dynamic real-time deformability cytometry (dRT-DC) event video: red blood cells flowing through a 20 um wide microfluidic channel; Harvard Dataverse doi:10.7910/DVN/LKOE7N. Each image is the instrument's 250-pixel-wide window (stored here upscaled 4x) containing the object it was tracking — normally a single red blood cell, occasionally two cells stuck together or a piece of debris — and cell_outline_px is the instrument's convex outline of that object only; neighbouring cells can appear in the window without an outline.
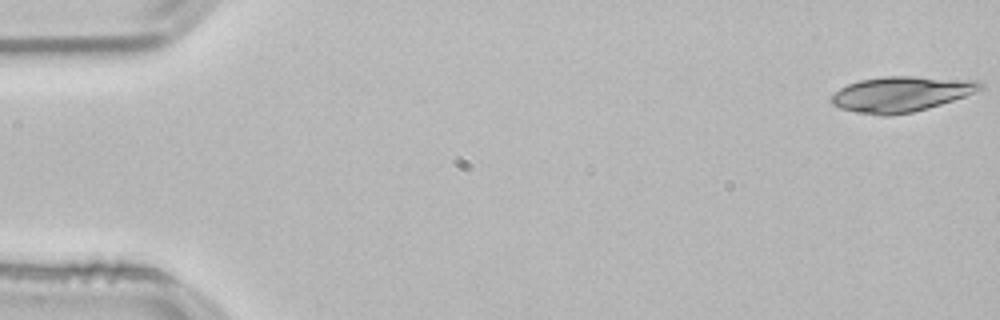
{"species": "common noctule bat (a hibernating species)", "species_latin": "Nyctalus noctula", "temperature_condition": "room temperature", "stored_images_in_passage": 52, "camera_frame_rate_fps": 3000, "um_per_image_px": 0.085, "animal": {"sex": "male", "body_mass_g": 21.5, "forearm_length_mm": 52.0}, "frame": {"image": 1, "passage_image": 1, "time_ms": 0.0, "image_size_px": [1000, 320], "cell_outline_px": [[984, 88], [964, 96], [928, 108], [912, 112], [888, 116], [880, 116], [856, 112], [840, 108], [832, 104], [832, 96], [840, 88], [848, 84], [860, 80], [884, 76], [912, 76], [980, 80], [984, 84]], "centroid_in_image_um": [76.62, 7.99], "position_along_channel_um": 8.4, "area_um2": 30.63}}